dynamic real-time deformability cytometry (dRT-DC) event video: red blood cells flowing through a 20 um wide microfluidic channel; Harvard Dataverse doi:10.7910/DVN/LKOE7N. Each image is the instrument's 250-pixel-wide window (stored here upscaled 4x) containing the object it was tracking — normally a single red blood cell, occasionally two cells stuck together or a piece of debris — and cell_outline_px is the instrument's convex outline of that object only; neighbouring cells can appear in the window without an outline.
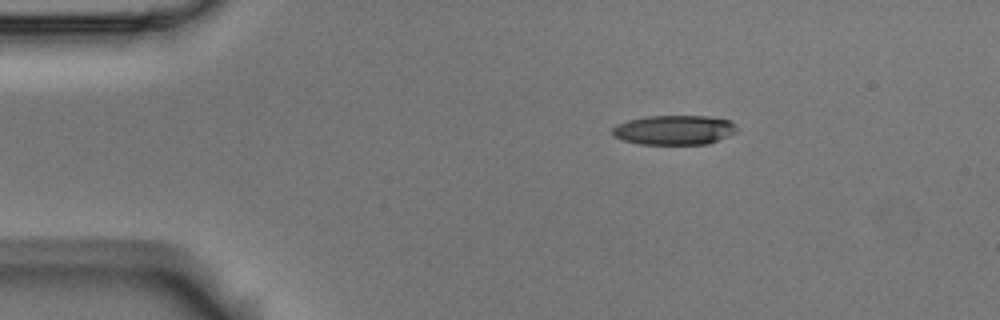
{"species": "Egyptian fruit bat (a non-hibernating species)", "species_latin": "Rousettus aegyptiacus", "temperature_condition": "room temperature", "stored_images_in_passage": 4, "segment_of_instrument_passage": [1, 2], "camera_frame_rate_fps": 3000, "um_per_image_px": 0.085, "animal": {"sex": "male"}, "frame": {"image": 1, "passage_image": 1, "time_ms": 0.0, "image_size_px": [1000, 320], "cell_outline_px": [[736, 132], [728, 136], [708, 144], [640, 144], [624, 140], [612, 136], [612, 128], [616, 124], [628, 120], [644, 116], [708, 116], [732, 120], [736, 124]], "centroid_in_image_um": [57.31, 11.04], "position_along_channel_um": 27.7, "area_um2": 21.62}}
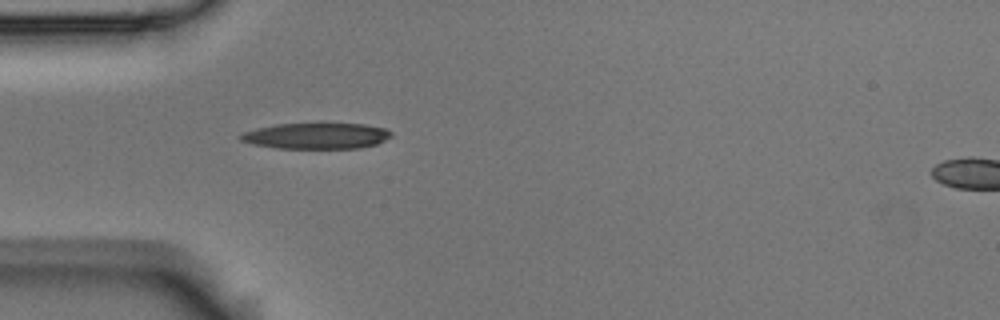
{"frame": {"image": 2, "passage_image": 3, "time_ms": 0.667, "image_size_px": [1000, 320], "cell_outline_px": [[392, 136], [376, 144], [360, 148], [276, 148], [252, 144], [240, 140], [236, 136], [244, 132], [276, 124], [364, 124], [384, 128], [392, 132]], "centroid_in_image_um": [26.88, 11.56], "position_along_channel_um": 58.1, "area_um2": 22.6}}